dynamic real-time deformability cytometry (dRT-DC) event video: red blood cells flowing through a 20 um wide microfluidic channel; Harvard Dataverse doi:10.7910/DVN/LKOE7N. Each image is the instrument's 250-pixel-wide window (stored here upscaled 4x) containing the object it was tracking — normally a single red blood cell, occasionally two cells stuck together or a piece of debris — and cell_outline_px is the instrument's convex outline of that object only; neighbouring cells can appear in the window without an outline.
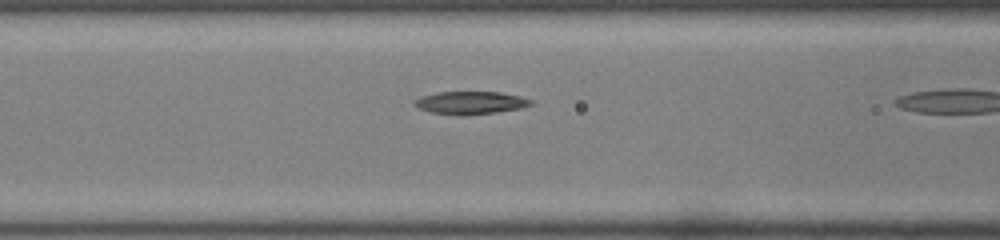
{"species": "common noctule bat (a hibernating species)", "species_latin": "Nyctalus noctula", "temperature_condition": "room temperature", "stored_images_in_passage": 15, "camera_frame_rate_fps": 3000, "um_per_image_px": 0.085, "animal": {"sex": "male", "body_mass_g": 19.0, "forearm_length_mm": 50.8}, "frame": {"image": 1, "passage_image": 7, "time_ms": 2.0, "image_size_px": [1000, 240], "cell_outline_px": [[532, 104], [520, 108], [496, 112], [464, 116], [432, 112], [420, 108], [412, 104], [412, 100], [420, 96], [440, 92], [500, 92], [520, 96], [532, 100]], "centroid_in_image_um": [39.96, 8.73], "position_along_channel_um": 126.6, "area_um2": 15.43}}
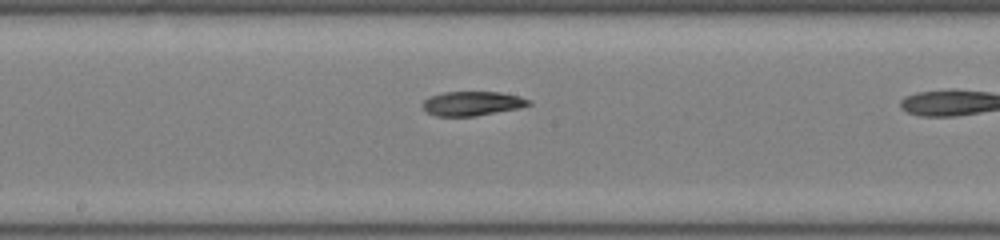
{"frame": {"image": 2, "passage_image": 13, "time_ms": 4.0, "image_size_px": [1000, 240], "cell_outline_px": [[532, 104], [520, 108], [476, 116], [436, 116], [428, 112], [420, 104], [428, 96], [444, 92], [500, 92], [520, 96], [532, 100]], "centroid_in_image_um": [40.16, 8.79], "position_along_channel_um": 208.0, "area_um2": 15.2}}